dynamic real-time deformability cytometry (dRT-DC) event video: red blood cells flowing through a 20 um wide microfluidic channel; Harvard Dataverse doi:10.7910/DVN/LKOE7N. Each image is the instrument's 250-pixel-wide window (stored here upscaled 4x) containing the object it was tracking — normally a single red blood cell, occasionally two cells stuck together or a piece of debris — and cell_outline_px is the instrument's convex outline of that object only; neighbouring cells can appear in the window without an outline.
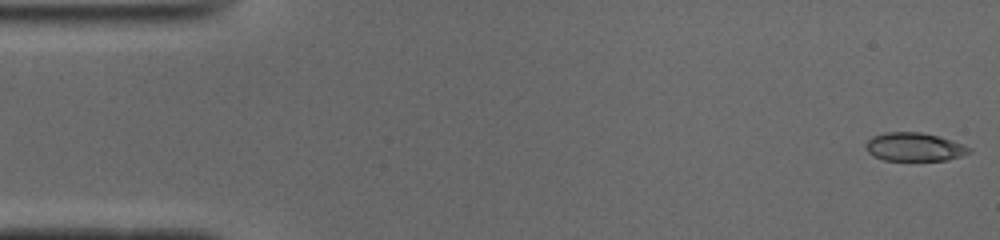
{"species": "common noctule bat (a hibernating species)", "species_latin": "Nyctalus noctula", "temperature_condition": "cold", "stored_images_in_passage": 50, "camera_frame_rate_fps": 3000, "um_per_image_px": 0.085, "animal": {"sex": "male", "body_mass_g": 19.0, "forearm_length_mm": 50.8}, "frame": {"image": 1, "passage_image": 1, "time_ms": 0.0, "image_size_px": [1000, 240], "cell_outline_px": [[972, 152], [948, 160], [884, 160], [872, 156], [864, 148], [864, 144], [872, 136], [884, 132], [920, 132], [940, 136], [964, 144], [972, 148]], "centroid_in_image_um": [77.71, 12.48], "position_along_channel_um": 7.3, "area_um2": 17.4}}
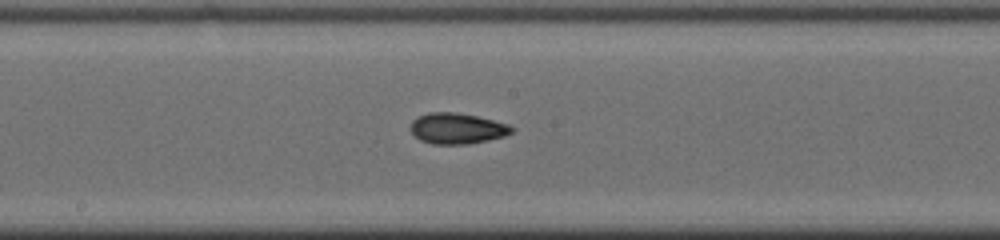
{"frame": {"image": 2, "passage_image": 26, "time_ms": 8.333, "image_size_px": [1000, 240], "cell_outline_px": [[516, 128], [512, 132], [504, 136], [488, 140], [468, 144], [432, 144], [420, 140], [408, 128], [412, 120], [416, 116], [428, 112], [456, 112], [476, 116], [508, 124]], "centroid_in_image_um": [38.82, 10.91], "position_along_channel_um": 209.4, "area_um2": 18.32}}
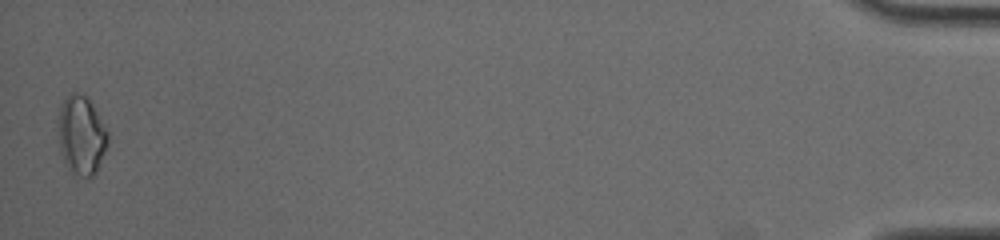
{"frame": {"image": 3, "passage_image": 50, "time_ms": 16.333, "image_size_px": [1000, 240], "cell_outline_px": [[108, 144], [96, 172], [92, 176], [80, 176], [68, 168], [64, 164], [60, 152], [60, 104], [72, 92], [76, 92], [84, 96], [92, 104], [108, 132]], "centroid_in_image_um": [6.93, 11.52], "position_along_channel_um": 428.3, "area_um2": 22.25}, "authors_computed_cell_mechanics": {"area_um2": 17.7157, "velocity_mm_per_s": 3.9454, "shape_relaxation_time_tau1_ms": 3.6023, "shape_relaxation_time_tau2_ms": 3.7313, "deformation_change_tau1": 0.1281, "deformation_change_tau2": 0.0962}}